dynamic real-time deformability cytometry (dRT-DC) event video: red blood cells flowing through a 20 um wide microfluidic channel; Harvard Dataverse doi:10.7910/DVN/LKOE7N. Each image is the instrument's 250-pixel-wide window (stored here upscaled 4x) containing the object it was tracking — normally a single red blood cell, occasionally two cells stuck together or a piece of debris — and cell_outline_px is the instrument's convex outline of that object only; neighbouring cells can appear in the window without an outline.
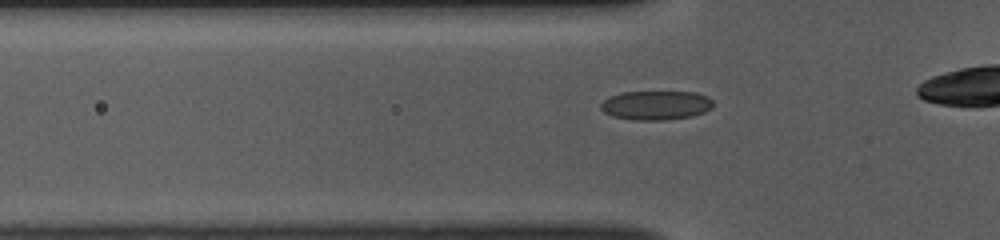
{"species": "common noctule bat (a hibernating species)", "species_latin": "Nyctalus noctula", "temperature_condition": "room temperature", "stored_images_in_passage": 37, "camera_frame_rate_fps": 3000, "um_per_image_px": 0.085, "animal": {"sex": "female", "body_mass_g": 10.0, "forearm_length_mm": 53.1}, "frame": {"image": 1, "passage_image": 12, "time_ms": 3.667, "image_size_px": [1000, 240], "cell_outline_px": [[712, 108], [704, 112], [692, 116], [664, 120], [632, 120], [612, 116], [604, 112], [600, 108], [600, 104], [604, 100], [620, 92], [696, 92], [708, 96], [712, 100]], "centroid_in_image_um": [55.76, 8.95], "position_along_channel_um": 70.0, "area_um2": 19.13}}
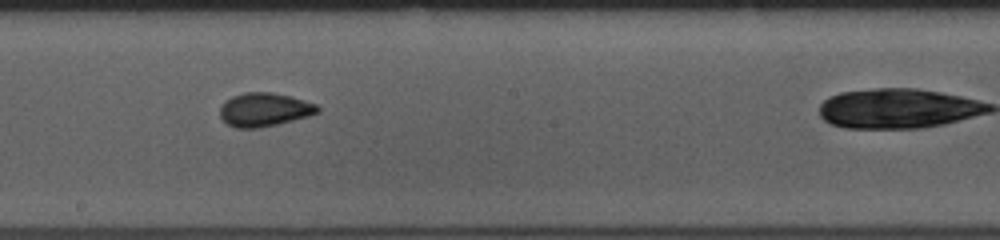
{"frame": {"image": 2, "passage_image": 24, "time_ms": 7.667, "image_size_px": [1000, 240], "cell_outline_px": [[320, 112], [308, 116], [260, 128], [236, 128], [228, 124], [220, 116], [220, 108], [224, 100], [232, 96], [244, 92], [272, 92], [304, 100], [316, 104], [320, 108]], "centroid_in_image_um": [22.45, 9.31], "position_along_channel_um": 225.7, "area_um2": 19.07}}
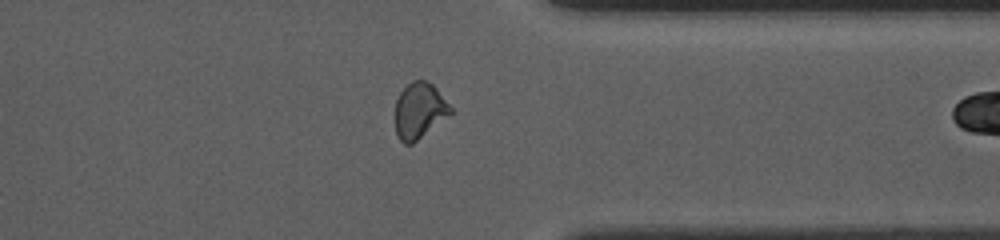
{"frame": {"image": 3, "passage_image": 36, "time_ms": 11.667, "image_size_px": [1000, 240], "cell_outline_px": [[452, 112], [412, 144], [404, 144], [396, 136], [396, 100], [400, 92], [412, 80], [424, 80], [432, 84], [436, 88], [452, 108]], "centroid_in_image_um": [35.62, 9.4], "position_along_channel_um": 375.8, "area_um2": 17.69}}